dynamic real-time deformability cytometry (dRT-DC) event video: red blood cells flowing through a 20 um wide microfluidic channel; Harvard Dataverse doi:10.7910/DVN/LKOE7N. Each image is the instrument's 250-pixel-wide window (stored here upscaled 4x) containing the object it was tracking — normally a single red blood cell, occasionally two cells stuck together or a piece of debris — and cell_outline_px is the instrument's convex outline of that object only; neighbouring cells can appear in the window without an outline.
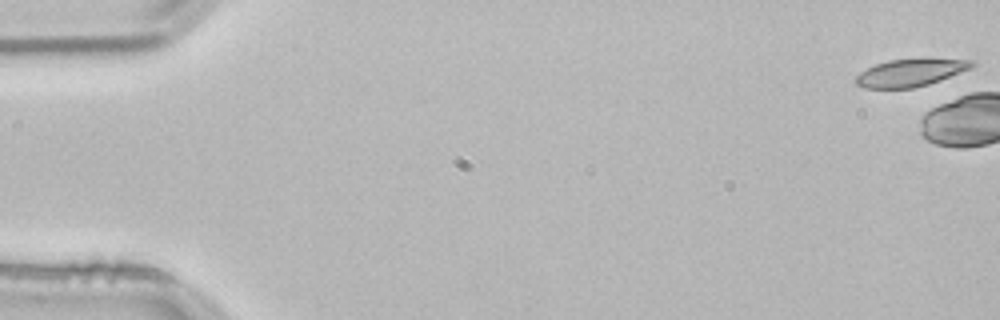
{"species": "common noctule bat (a hibernating species)", "species_latin": "Nyctalus noctula", "temperature_condition": "room temperature", "stored_images_in_passage": 5, "camera_frame_rate_fps": 3000, "um_per_image_px": 0.085, "animal": {"sex": "male", "body_mass_g": 21.5, "forearm_length_mm": 52.0}, "frame": {"image": 1, "passage_image": 1, "time_ms": 0.0, "image_size_px": [1000, 320], "cell_outline_px": [[976, 64], [972, 68], [940, 80], [928, 84], [912, 88], [864, 88], [856, 84], [856, 76], [860, 72], [876, 64], [888, 60], [972, 60]], "centroid_in_image_um": [77.36, 6.2], "position_along_channel_um": 7.6, "area_um2": 17.98}}